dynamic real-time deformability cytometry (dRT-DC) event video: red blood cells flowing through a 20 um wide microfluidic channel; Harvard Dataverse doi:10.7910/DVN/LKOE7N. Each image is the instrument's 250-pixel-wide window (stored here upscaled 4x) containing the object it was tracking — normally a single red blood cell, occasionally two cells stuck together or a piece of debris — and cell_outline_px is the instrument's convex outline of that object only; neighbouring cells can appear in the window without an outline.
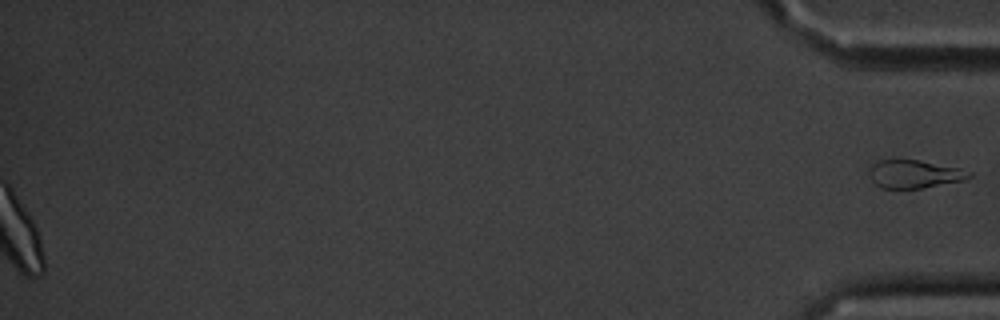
{"species": "common noctule bat (a hibernating species)", "species_latin": "Nyctalus noctula", "temperature_condition": "cold", "stored_images_in_passage": 15, "segment_of_instrument_passage": [2, 2], "camera_frame_rate_fps": 3000, "um_per_image_px": 0.085, "animal": {"sex": "male", "body_mass_g": 20.1, "forearm_length_mm": 53.5}, "frame": {"image": 1, "passage_image": 15, "time_ms": 18.0, "image_size_px": [1000, 320], "cell_outline_px": [[972, 176], [968, 180], [920, 188], [880, 188], [872, 180], [868, 172], [868, 168], [872, 164], [880, 160], [920, 160], [960, 168], [972, 172]], "centroid_in_image_um": [77.75, 14.79], "position_along_channel_um": 357.5, "area_um2": 16.47}}